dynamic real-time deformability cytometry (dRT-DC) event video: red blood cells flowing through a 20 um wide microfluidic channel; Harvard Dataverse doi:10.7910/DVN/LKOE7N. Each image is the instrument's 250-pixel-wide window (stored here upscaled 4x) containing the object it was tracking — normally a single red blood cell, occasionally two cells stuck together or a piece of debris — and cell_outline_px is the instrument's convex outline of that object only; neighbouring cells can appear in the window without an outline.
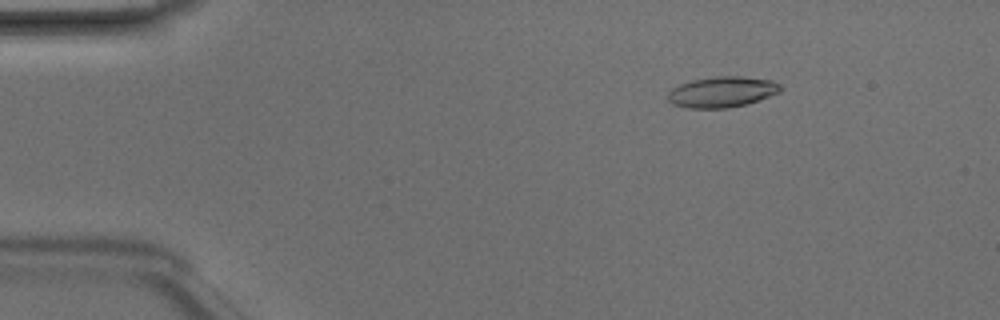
{"species": "Egyptian fruit bat (a non-hibernating species)", "species_latin": "Rousettus aegyptiacus", "temperature_condition": "room temperature", "stored_images_in_passage": 48, "camera_frame_rate_fps": 3000, "um_per_image_px": 0.085, "animal": {"sex": "male"}, "frame": {"image": 1, "passage_image": 7, "time_ms": 2.0, "image_size_px": [1000, 320], "cell_outline_px": [[780, 92], [744, 104], [728, 108], [688, 108], [672, 104], [668, 100], [668, 92], [672, 88], [680, 84], [692, 80], [716, 76], [740, 76], [772, 80], [780, 84]], "centroid_in_image_um": [61.33, 7.81], "position_along_channel_um": 23.7, "area_um2": 20.0}}
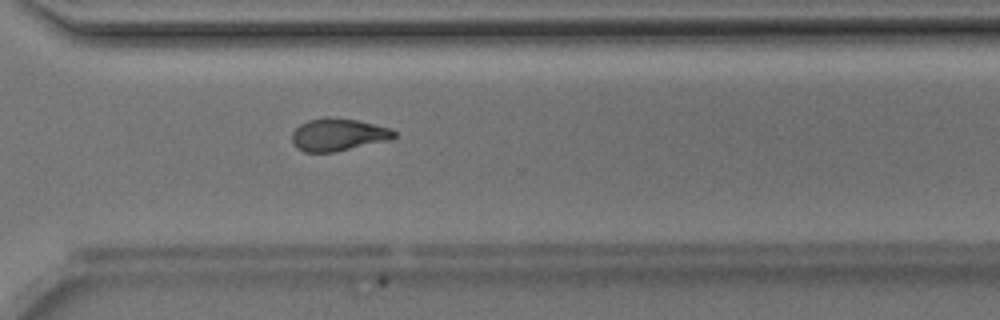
{"frame": {"image": 2, "passage_image": 35, "time_ms": 11.333, "image_size_px": [1000, 320], "cell_outline_px": [[396, 136], [392, 140], [332, 152], [304, 152], [296, 148], [292, 144], [292, 132], [300, 124], [308, 120], [356, 120], [392, 128], [396, 132]], "centroid_in_image_um": [28.77, 11.49], "position_along_channel_um": 341.8, "area_um2": 18.84}}
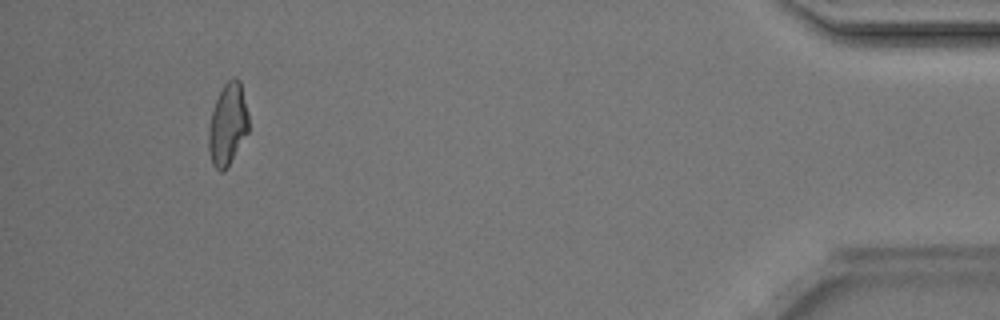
{"frame": {"image": 3, "passage_image": 45, "time_ms": 14.667, "image_size_px": [1000, 320], "cell_outline_px": [[248, 132], [224, 172], [220, 172], [212, 164], [208, 152], [208, 132], [212, 112], [216, 100], [224, 84], [232, 76], [236, 76], [240, 80], [248, 116]], "centroid_in_image_um": [19.34, 10.57], "position_along_channel_um": 415.9, "area_um2": 18.96}, "authors_computed_cell_mechanics": {"area_um2": 19.5364, "velocity_mm_per_s": 4.2314, "shape_relaxation_time_tau1_ms": 4.3841, "shape_relaxation_time_tau2_ms": 5.6677, "deformation_change_tau1": 0.1735, "deformation_change_tau2": 0.1518}}